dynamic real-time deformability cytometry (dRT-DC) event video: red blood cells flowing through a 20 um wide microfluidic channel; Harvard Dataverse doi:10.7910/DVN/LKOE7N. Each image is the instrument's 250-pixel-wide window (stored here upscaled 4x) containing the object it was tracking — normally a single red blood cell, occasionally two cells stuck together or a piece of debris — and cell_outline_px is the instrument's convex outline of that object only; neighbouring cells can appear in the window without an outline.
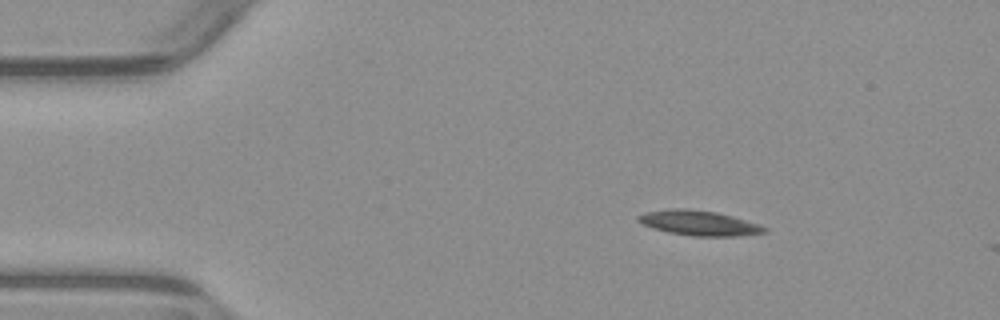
{"species": "common noctule bat (a hibernating species)", "species_latin": "Nyctalus noctula", "temperature_condition": "warm", "stored_images_in_passage": 45, "camera_frame_rate_fps": 3000, "um_per_image_px": 0.085, "animal": {"sex": "male", "body_mass_g": 23.1, "forearm_length_mm": 52.7}, "frame": {"image": 1, "passage_image": 1, "time_ms": 0.0, "image_size_px": [1000, 320], "cell_outline_px": [[768, 232], [736, 236], [692, 236], [668, 232], [652, 228], [640, 224], [636, 220], [636, 216], [648, 212], [672, 208], [688, 208], [716, 212], [732, 216], [768, 228]], "centroid_in_image_um": [59.36, 18.95], "position_along_channel_um": 25.6, "area_um2": 18.32}}
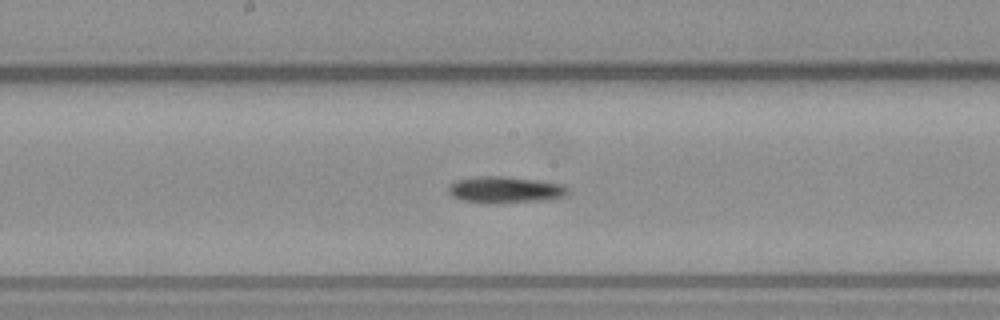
{"frame": {"image": 2, "passage_image": 20, "time_ms": 6.333, "image_size_px": [1000, 320], "cell_outline_px": [[568, 192], [564, 196], [552, 200], [496, 204], [484, 204], [464, 200], [452, 196], [448, 192], [448, 184], [456, 180], [476, 176], [504, 176], [536, 180], [564, 184], [568, 188]], "centroid_in_image_um": [42.93, 16.14], "position_along_channel_um": 205.3, "area_um2": 18.96}}
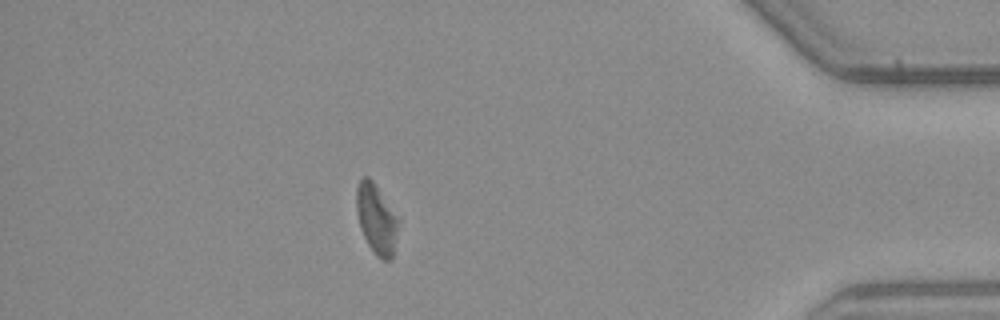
{"frame": {"image": 3, "passage_image": 39, "time_ms": 12.667, "image_size_px": [1000, 320], "cell_outline_px": [[400, 220], [392, 260], [380, 260], [376, 256], [368, 244], [360, 228], [356, 212], [356, 188], [360, 180], [364, 176], [368, 176], [376, 184]], "centroid_in_image_um": [32.0, 18.62], "position_along_channel_um": 403.2, "area_um2": 17.34}, "authors_computed_cell_mechanics": {"area_um2": 17.5134, "velocity_mm_per_s": 3.886, "shape_relaxation_time_tau1_ms": 4.388, "shape_relaxation_time_tau2_ms": null, "deformation_change_tau1": 0.1564, "deformation_change_tau2": null}}